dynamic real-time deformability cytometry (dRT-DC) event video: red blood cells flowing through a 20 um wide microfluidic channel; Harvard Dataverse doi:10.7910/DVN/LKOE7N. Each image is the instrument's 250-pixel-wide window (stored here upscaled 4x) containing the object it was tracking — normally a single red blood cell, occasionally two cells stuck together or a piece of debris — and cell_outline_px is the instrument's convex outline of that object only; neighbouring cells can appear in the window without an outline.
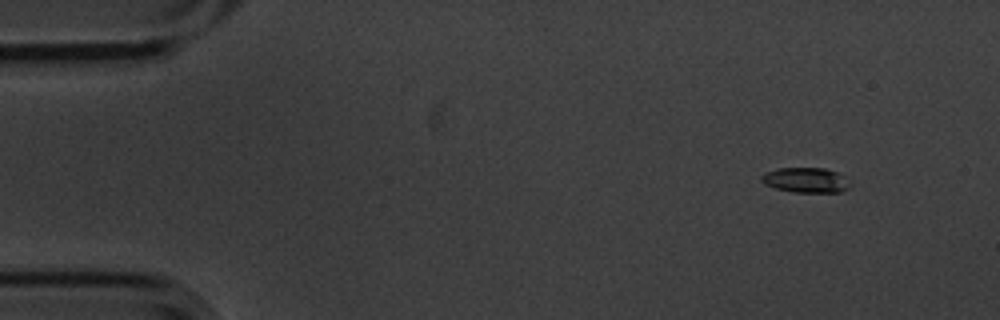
{"species": "common noctule bat (a hibernating species)", "species_latin": "Nyctalus noctula", "temperature_condition": "cold", "stored_images_in_passage": 4, "camera_frame_rate_fps": 3000, "um_per_image_px": 0.085, "animal": {"sex": "male", "body_mass_g": 20.1, "forearm_length_mm": 53.5}, "frame": {"image": 1, "passage_image": 1, "time_ms": 0.0, "image_size_px": [1000, 320], "cell_outline_px": [[852, 184], [848, 188], [840, 192], [792, 192], [776, 188], [764, 184], [760, 180], [760, 176], [764, 172], [780, 168], [824, 168], [836, 172]], "centroid_in_image_um": [68.45, 15.31], "position_along_channel_um": 16.5, "area_um2": 12.89}}
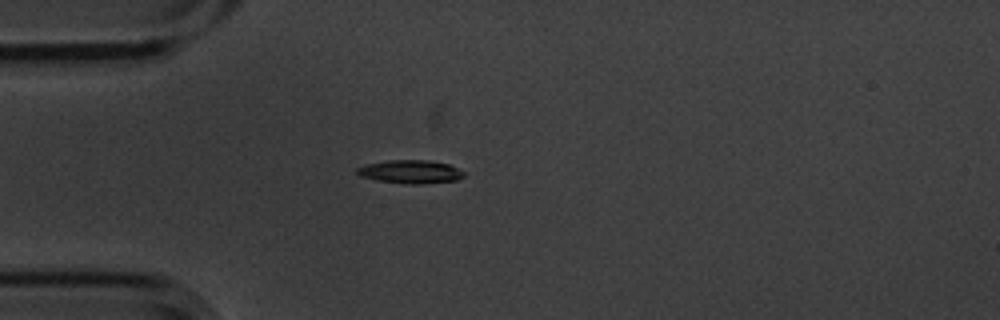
{"frame": {"image": 2, "passage_image": 4, "time_ms": 1.0, "image_size_px": [1000, 320], "cell_outline_px": [[464, 176], [456, 180], [420, 184], [404, 184], [376, 180], [360, 176], [356, 172], [356, 168], [364, 164], [388, 160], [428, 160], [448, 164], [464, 172]], "centroid_in_image_um": [34.84, 14.6], "position_along_channel_um": 50.2, "area_um2": 14.57}}